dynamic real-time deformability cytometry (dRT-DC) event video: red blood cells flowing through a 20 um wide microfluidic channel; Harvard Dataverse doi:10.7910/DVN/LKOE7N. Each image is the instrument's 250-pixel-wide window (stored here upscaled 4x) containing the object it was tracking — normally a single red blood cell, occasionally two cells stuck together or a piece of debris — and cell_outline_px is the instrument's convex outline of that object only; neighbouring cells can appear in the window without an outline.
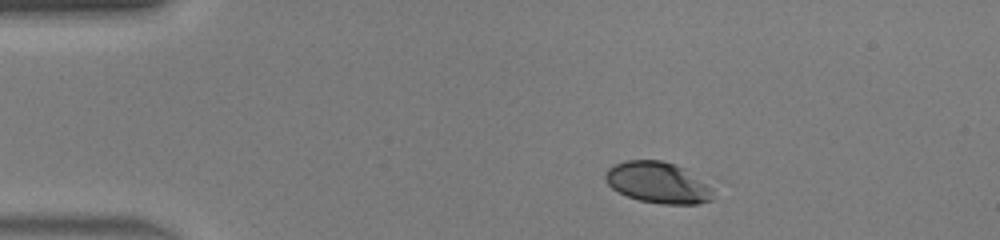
{"species": "human", "species_latin": "Homo sapiens", "temperature_condition": "warm", "stored_images_in_passage": 39, "camera_frame_rate_fps": 3000, "um_per_image_px": 0.085, "donor": {"sex": "male"}, "frame": {"image": 1, "passage_image": 1, "time_ms": 0.0, "image_size_px": [1000, 240], "cell_outline_px": [[712, 200], [696, 204], [660, 204], [640, 200], [628, 196], [612, 188], [604, 180], [604, 172], [608, 168], [624, 160], [660, 160], [676, 164], [684, 168], [712, 188]], "centroid_in_image_um": [55.89, 15.51], "position_along_channel_um": 29.1, "area_um2": 25.78}}
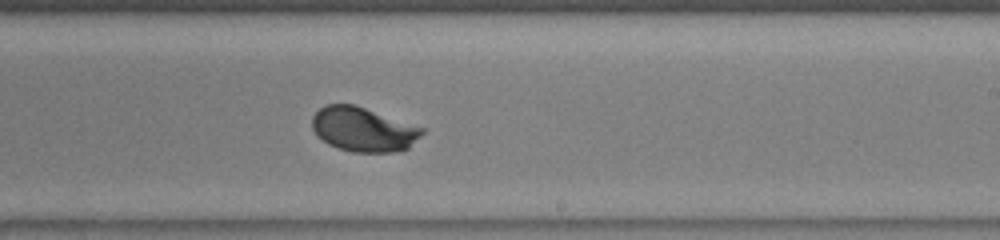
{"frame": {"image": 2, "passage_image": 21, "time_ms": 6.667, "image_size_px": [1000, 240], "cell_outline_px": [[424, 132], [408, 148], [392, 152], [352, 152], [328, 144], [316, 136], [312, 128], [312, 116], [324, 104], [352, 104], [424, 128]], "centroid_in_image_um": [30.83, 11.0], "position_along_channel_um": 258.2, "area_um2": 28.15}}
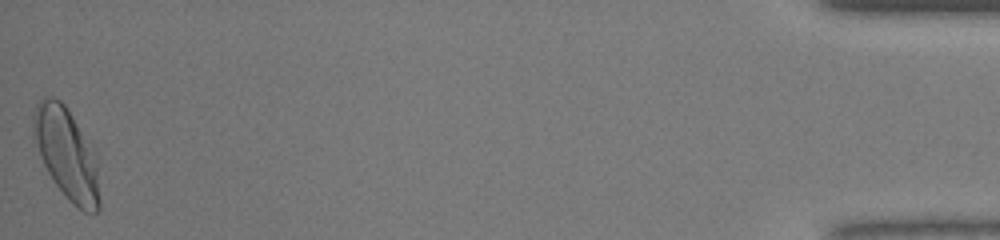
{"frame": {"image": 3, "passage_image": 39, "time_ms": 12.667, "image_size_px": [1000, 240], "cell_outline_px": [[100, 208], [96, 212], [84, 212], [72, 204], [56, 184], [48, 172], [40, 156], [32, 136], [32, 112], [36, 104], [44, 96], [52, 96], [60, 100], [64, 104], [76, 124], [96, 160], [100, 200]], "centroid_in_image_um": [5.61, 13.07], "position_along_channel_um": 429.6, "area_um2": 34.45}, "authors_computed_cell_mechanics": {"area_um2": 28.322, "velocity_mm_per_s": 4.4478, "shape_relaxation_time_tau1_ms": 1.7683, "shape_relaxation_time_tau2_ms": null, "deformation_change_tau1": 0.1293, "deformation_change_tau2": null}}